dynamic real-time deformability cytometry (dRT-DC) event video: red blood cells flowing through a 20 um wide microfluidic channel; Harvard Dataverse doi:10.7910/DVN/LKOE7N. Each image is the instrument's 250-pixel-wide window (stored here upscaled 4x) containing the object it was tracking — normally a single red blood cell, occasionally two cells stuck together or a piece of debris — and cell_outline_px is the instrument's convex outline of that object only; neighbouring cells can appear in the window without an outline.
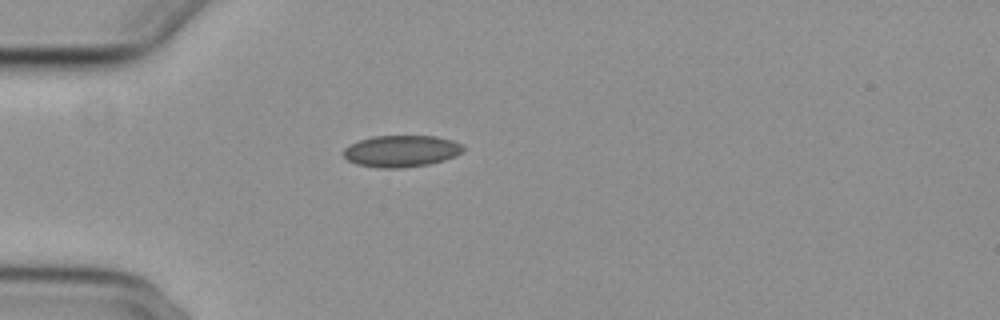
{"species": "common noctule bat (a hibernating species)", "species_latin": "Nyctalus noctula", "temperature_condition": "cold", "stored_images_in_passage": 34, "camera_frame_rate_fps": 3000, "um_per_image_px": 0.085, "animal": {"sex": "female", "body_mass_g": 29.2, "forearm_length_mm": 56.3}, "frame": {"image": 1, "passage_image": 1, "time_ms": 0.0, "image_size_px": [1000, 320], "cell_outline_px": [[464, 148], [456, 156], [444, 160], [428, 164], [404, 168], [380, 168], [356, 164], [348, 160], [340, 152], [348, 144], [372, 136], [436, 136], [452, 140], [464, 144]], "centroid_in_image_um": [34.08, 12.84], "position_along_channel_um": 50.9, "area_um2": 22.31}}
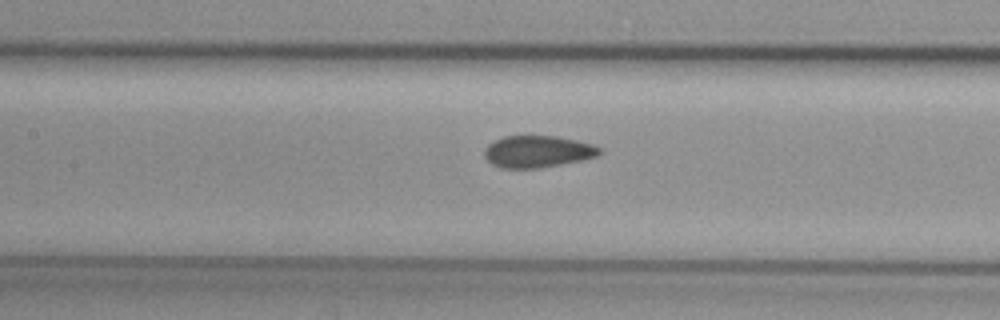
{"frame": {"image": 2, "passage_image": 11, "time_ms": 3.333, "image_size_px": [1000, 320], "cell_outline_px": [[600, 152], [596, 156], [584, 160], [540, 168], [500, 168], [492, 164], [484, 156], [484, 148], [488, 144], [504, 136], [556, 136], [576, 140], [592, 144], [600, 148]], "centroid_in_image_um": [45.68, 12.89], "position_along_channel_um": 161.7, "area_um2": 21.39}}
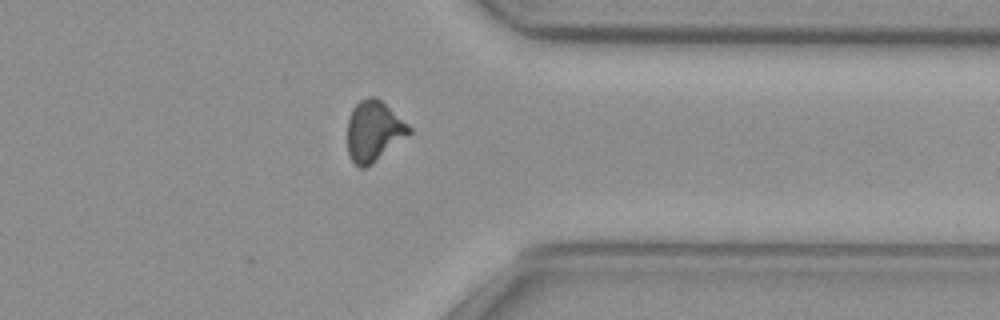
{"frame": {"image": 3, "passage_image": 29, "time_ms": 9.333, "image_size_px": [1000, 320], "cell_outline_px": [[412, 132], [372, 164], [364, 168], [360, 168], [352, 160], [348, 152], [348, 116], [352, 108], [360, 100], [372, 96], [376, 96], [408, 124], [412, 128]], "centroid_in_image_um": [31.76, 11.13], "position_along_channel_um": 379.6, "area_um2": 21.62}, "authors_computed_cell_mechanics": {"area_um2": 21.7039, "velocity_mm_per_s": 3.7321, "shape_relaxation_time_tau1_ms": null, "shape_relaxation_time_tau2_ms": 1.6871, "deformation_change_tau1": null, "deformation_change_tau2": 0.0556}}